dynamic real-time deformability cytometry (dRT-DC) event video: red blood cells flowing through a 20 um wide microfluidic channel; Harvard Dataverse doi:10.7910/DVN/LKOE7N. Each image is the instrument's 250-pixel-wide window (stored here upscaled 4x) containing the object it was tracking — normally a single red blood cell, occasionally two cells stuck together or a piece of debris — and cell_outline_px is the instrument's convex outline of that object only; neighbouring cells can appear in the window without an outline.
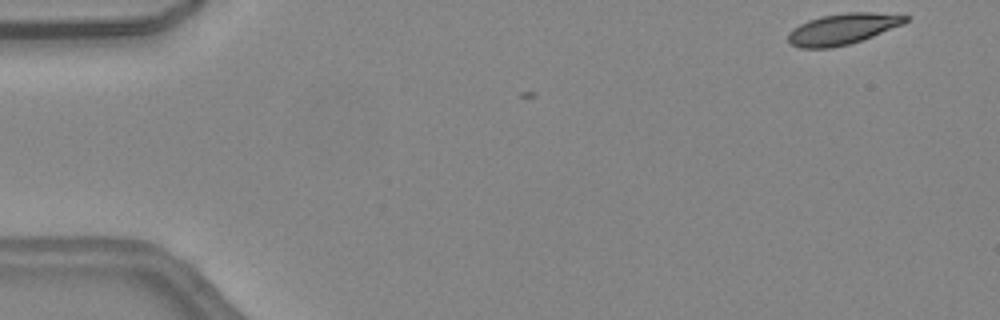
{"species": "common noctule bat (a hibernating species)", "species_latin": "Nyctalus noctula", "temperature_condition": "warm", "stored_images_in_passage": 5, "camera_frame_rate_fps": 3000, "um_per_image_px": 0.085, "animal": {"sex": "female", "body_mass_g": 24.6, "forearm_length_mm": 56.2}, "frame": {"image": 1, "passage_image": 1, "time_ms": 0.0, "image_size_px": [1000, 320], "cell_outline_px": [[908, 20], [904, 24], [872, 36], [848, 44], [828, 48], [800, 48], [792, 44], [788, 40], [788, 32], [800, 24], [808, 20], [820, 16], [844, 12], [872, 12], [908, 16]], "centroid_in_image_um": [71.6, 2.45], "position_along_channel_um": 13.4, "area_um2": 20.98}}